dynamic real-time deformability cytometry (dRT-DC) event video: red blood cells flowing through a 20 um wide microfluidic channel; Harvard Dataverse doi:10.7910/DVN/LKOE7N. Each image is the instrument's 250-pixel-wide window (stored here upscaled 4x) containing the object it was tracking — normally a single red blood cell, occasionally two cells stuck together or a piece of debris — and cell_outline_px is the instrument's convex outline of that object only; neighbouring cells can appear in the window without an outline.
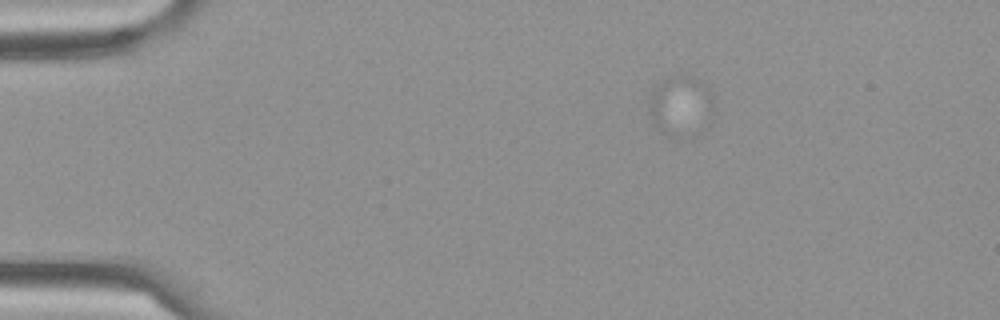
{"species": "Egyptian fruit bat (a non-hibernating species)", "species_latin": "Rousettus aegyptiacus", "temperature_condition": "cold", "stored_images_in_passage": 7, "camera_frame_rate_fps": 3000, "um_per_image_px": 0.085, "frame": {"image": 1, "passage_image": 2, "time_ms": 0.333, "image_size_px": [1000, 320], "cell_outline_px": [[712, 104], [708, 116], [668, 132], [660, 128], [652, 120], [652, 92], [660, 80], [668, 76], [680, 72], [688, 72], [700, 80], [712, 92]], "centroid_in_image_um": [57.81, 8.61], "position_along_channel_um": 27.2, "area_um2": 19.59}}
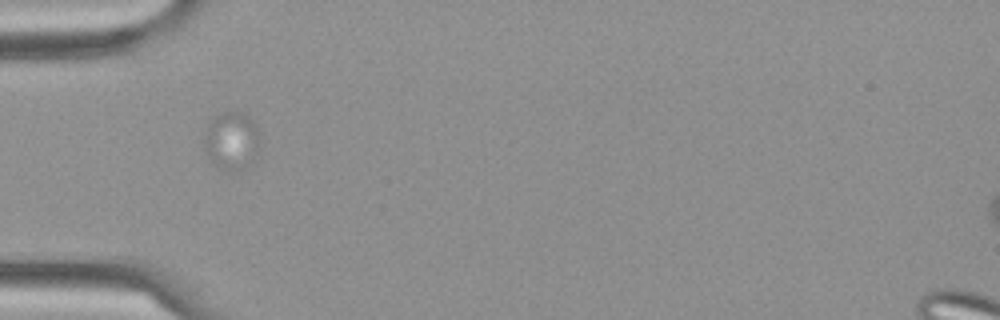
{"frame": {"image": 2, "passage_image": 5, "time_ms": 1.333, "image_size_px": [1000, 320], "cell_outline_px": [[260, 144], [252, 160], [240, 172], [228, 172], [216, 164], [204, 152], [204, 136], [208, 120], [224, 112], [244, 112], [252, 120], [256, 128], [260, 140]], "centroid_in_image_um": [19.66, 11.96], "position_along_channel_um": 65.3, "area_um2": 18.9}}
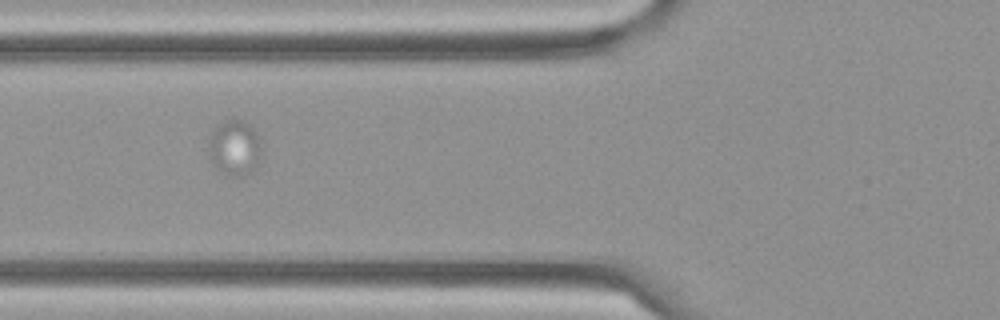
{"frame": {"image": 3, "passage_image": 6, "time_ms": 1.667, "image_size_px": [1000, 320], "cell_outline_px": [[260, 156], [252, 172], [244, 176], [224, 176], [212, 164], [208, 156], [208, 136], [212, 128], [224, 120], [236, 116], [248, 124], [256, 132], [260, 144]], "centroid_in_image_um": [19.87, 12.54], "position_along_channel_um": 105.9, "area_um2": 17.74}}